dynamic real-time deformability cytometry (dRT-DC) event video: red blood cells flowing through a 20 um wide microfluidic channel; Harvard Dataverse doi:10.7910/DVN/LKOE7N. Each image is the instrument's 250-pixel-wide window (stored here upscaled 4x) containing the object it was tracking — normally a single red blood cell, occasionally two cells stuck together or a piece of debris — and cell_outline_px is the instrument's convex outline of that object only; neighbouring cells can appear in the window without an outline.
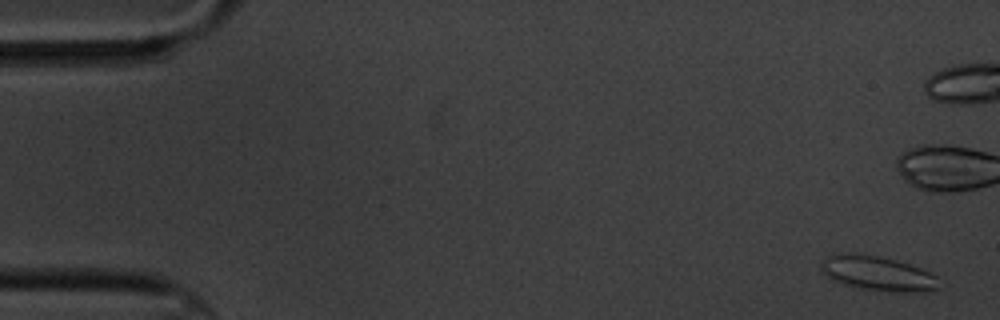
{"species": "common noctule bat (a hibernating species)", "species_latin": "Nyctalus noctula", "temperature_condition": "cold", "stored_images_in_passage": 6, "segment_of_instrument_passage": [2, 2], "camera_frame_rate_fps": 3000, "um_per_image_px": 0.085, "animal": {"sex": "male", "body_mass_g": 20.1, "forearm_length_mm": 53.5}, "frame": {"image": 1, "passage_image": 6, "time_ms": 6.667, "image_size_px": [1000, 320], "cell_outline_px": [[940, 288], [924, 292], [892, 292], [852, 288], [832, 280], [820, 268], [820, 264], [828, 256], [848, 252], [880, 256], [896, 260], [920, 268], [936, 276]], "centroid_in_image_um": [74.59, 23.26], "position_along_channel_um": 10.4, "area_um2": 23.99}}